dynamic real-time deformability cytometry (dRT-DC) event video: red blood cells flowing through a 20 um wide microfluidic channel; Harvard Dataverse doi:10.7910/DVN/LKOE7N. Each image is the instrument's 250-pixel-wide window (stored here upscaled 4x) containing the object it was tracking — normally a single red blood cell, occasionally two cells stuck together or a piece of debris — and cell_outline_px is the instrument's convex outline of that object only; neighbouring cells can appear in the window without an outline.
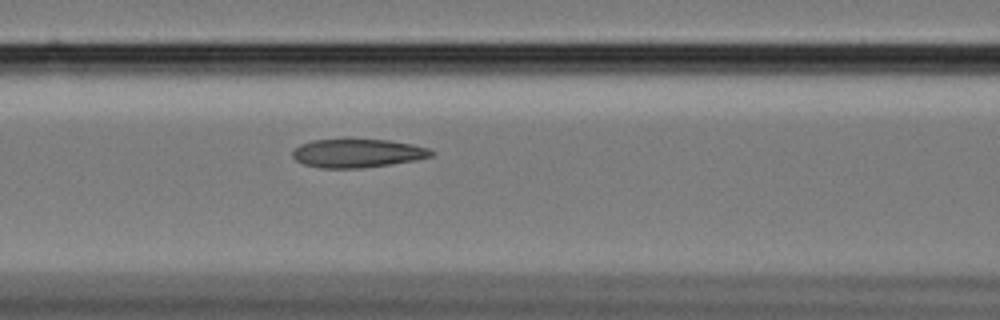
{"species": "Egyptian fruit bat (a non-hibernating species)", "species_latin": "Rousettus aegyptiacus", "temperature_condition": "cold", "stored_images_in_passage": 38, "camera_frame_rate_fps": 3000, "um_per_image_px": 0.085, "animal": {"sex": "female"}, "frame": {"image": 1, "passage_image": 11, "time_ms": 3.333, "image_size_px": [1000, 320], "cell_outline_px": [[436, 152], [432, 156], [416, 160], [360, 168], [320, 168], [304, 164], [296, 160], [292, 156], [292, 152], [300, 144], [312, 140], [344, 136], [348, 136], [388, 140], [412, 144], [428, 148]], "centroid_in_image_um": [30.35, 12.97], "position_along_channel_um": 136.2, "area_um2": 23.99}}
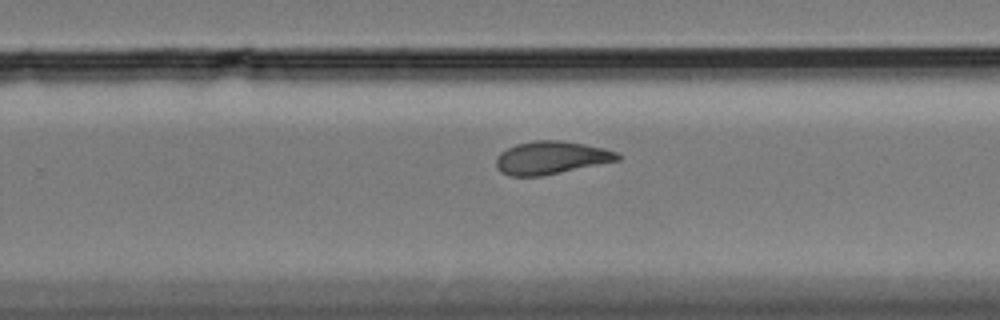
{"frame": {"image": 2, "passage_image": 24, "time_ms": 7.667, "image_size_px": [1000, 320], "cell_outline_px": [[620, 160], [540, 176], [508, 176], [500, 172], [496, 168], [496, 156], [500, 152], [516, 144], [532, 140], [560, 140], [584, 144], [604, 148], [620, 152]], "centroid_in_image_um": [46.82, 13.4], "position_along_channel_um": 283.0, "area_um2": 23.41}}
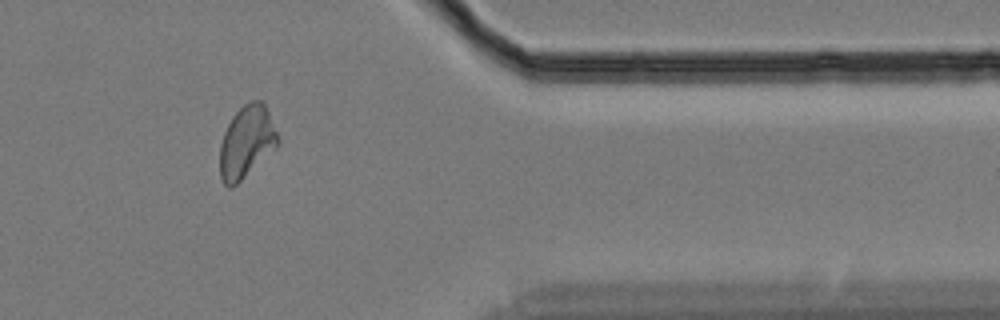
{"frame": {"image": 3, "passage_image": 35, "time_ms": 11.333, "image_size_px": [1000, 320], "cell_outline_px": [[280, 144], [276, 148], [232, 188], [228, 188], [224, 184], [220, 176], [220, 144], [224, 132], [232, 116], [248, 100], [260, 100], [264, 104], [268, 112], [280, 140]], "centroid_in_image_um": [20.95, 12.07], "position_along_channel_um": 390.4, "area_um2": 24.33}, "authors_computed_cell_mechanics": {"area_um2": 23.4668, "velocity_mm_per_s": 3.3923, "shape_relaxation_time_tau1_ms": null, "shape_relaxation_time_tau2_ms": 2.4464, "deformation_change_tau1": null, "deformation_change_tau2": 0.0836}}